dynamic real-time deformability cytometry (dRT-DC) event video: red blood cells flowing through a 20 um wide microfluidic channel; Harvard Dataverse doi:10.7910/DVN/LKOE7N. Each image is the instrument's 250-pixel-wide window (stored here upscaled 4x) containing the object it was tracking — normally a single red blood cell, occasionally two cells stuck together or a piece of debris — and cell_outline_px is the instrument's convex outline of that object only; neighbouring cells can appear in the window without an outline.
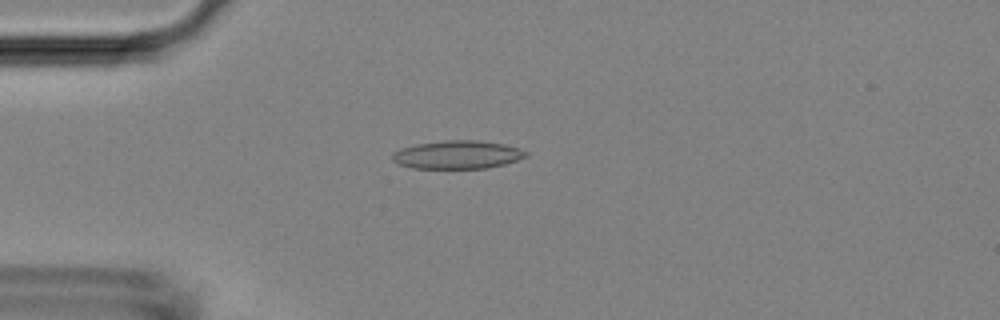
{"species": "Egyptian fruit bat (a non-hibernating species)", "species_latin": "Rousettus aegyptiacus", "temperature_condition": "room temperature", "stored_images_in_passage": 4, "camera_frame_rate_fps": 3000, "um_per_image_px": 0.085, "animal": {"sex": "female"}, "frame": {"image": 1, "passage_image": 4, "time_ms": 3.333, "image_size_px": [1000, 320], "cell_outline_px": [[528, 156], [504, 164], [488, 168], [412, 168], [396, 164], [392, 160], [392, 152], [400, 148], [416, 144], [444, 140], [476, 140], [504, 144], [520, 148], [528, 152]], "centroid_in_image_um": [38.85, 13.15], "position_along_channel_um": 46.1, "area_um2": 22.14}}